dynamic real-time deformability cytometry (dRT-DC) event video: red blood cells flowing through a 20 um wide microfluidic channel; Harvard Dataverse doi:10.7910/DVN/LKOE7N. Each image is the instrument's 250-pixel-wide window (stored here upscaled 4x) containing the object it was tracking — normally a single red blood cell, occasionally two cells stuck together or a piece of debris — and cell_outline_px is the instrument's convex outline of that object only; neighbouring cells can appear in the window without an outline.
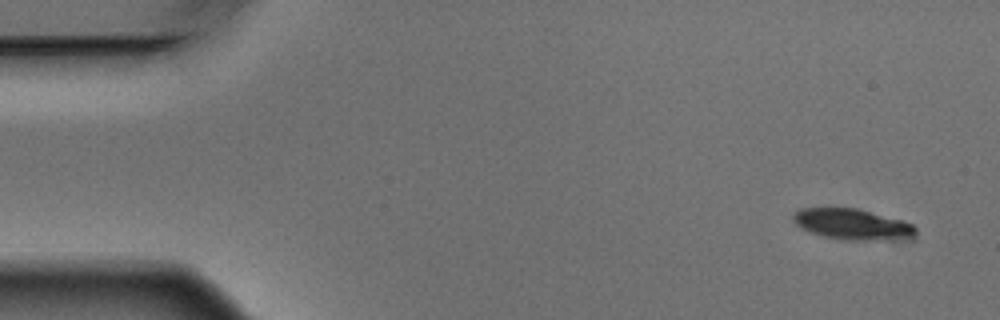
{"species": "Egyptian fruit bat (a non-hibernating species)", "species_latin": "Rousettus aegyptiacus", "temperature_condition": "warm", "stored_images_in_passage": 6, "camera_frame_rate_fps": 3000, "um_per_image_px": 0.085, "animal": {"sex": "male"}, "frame": {"image": 1, "passage_image": 1, "time_ms": 0.0, "image_size_px": [1000, 320], "cell_outline_px": [[916, 232], [908, 240], [848, 240], [824, 236], [812, 232], [796, 224], [792, 216], [800, 208], [856, 208], [900, 220], [912, 224], [916, 228]], "centroid_in_image_um": [72.5, 19.07], "position_along_channel_um": 12.5, "area_um2": 21.73}}
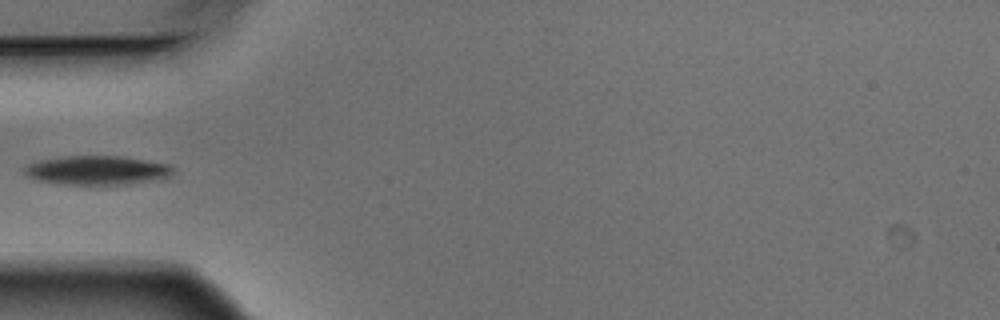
{"frame": {"image": 2, "passage_image": 5, "time_ms": 1.333, "image_size_px": [1000, 320], "cell_outline_px": [[172, 172], [168, 176], [160, 180], [128, 184], [60, 184], [40, 180], [28, 176], [24, 172], [24, 168], [28, 164], [40, 160], [68, 156], [120, 156], [168, 164], [172, 168]], "centroid_in_image_um": [8.26, 14.48], "position_along_channel_um": 76.7, "area_um2": 24.85}}
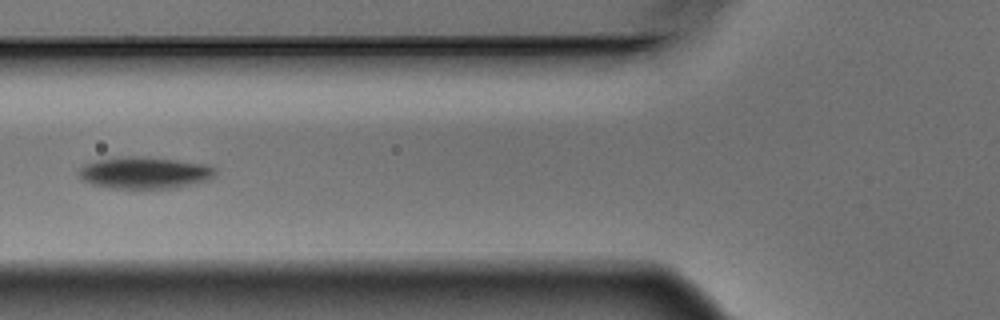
{"frame": {"image": 3, "passage_image": 6, "time_ms": 1.667, "image_size_px": [1000, 320], "cell_outline_px": [[216, 172], [208, 180], [176, 188], [108, 188], [92, 184], [80, 180], [76, 176], [76, 172], [84, 164], [96, 160], [128, 156], [132, 156], [176, 160], [208, 164], [216, 168]], "centroid_in_image_um": [12.24, 14.69], "position_along_channel_um": 113.6, "area_um2": 25.43}}